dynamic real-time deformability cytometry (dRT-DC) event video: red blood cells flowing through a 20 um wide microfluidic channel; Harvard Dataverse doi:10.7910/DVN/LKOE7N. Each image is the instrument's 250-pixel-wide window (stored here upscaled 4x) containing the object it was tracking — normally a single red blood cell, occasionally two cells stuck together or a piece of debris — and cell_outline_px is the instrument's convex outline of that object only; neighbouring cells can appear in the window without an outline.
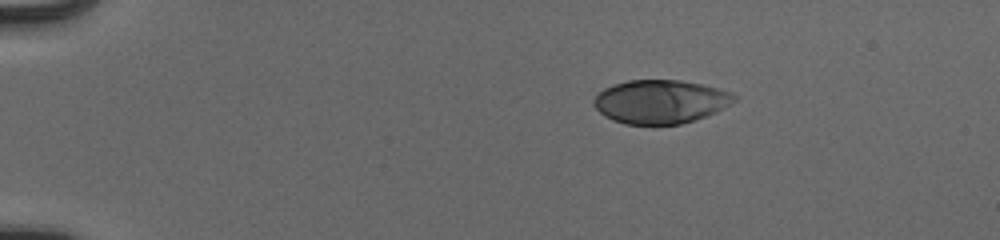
{"species": "human", "species_latin": "Homo sapiens", "temperature_condition": "cold", "stored_images_in_passage": 45, "camera_frame_rate_fps": 3000, "um_per_image_px": 0.085, "donor": {"sex": "male"}, "frame": {"image": 1, "passage_image": 1, "time_ms": 0.0, "image_size_px": [1000, 240], "cell_outline_px": [[736, 100], [732, 104], [716, 112], [680, 124], [624, 124], [612, 120], [604, 116], [592, 104], [592, 100], [604, 88], [628, 80], [680, 80], [700, 84], [732, 92], [736, 96]], "centroid_in_image_um": [56.13, 8.64], "position_along_channel_um": 28.9, "area_um2": 35.55}}
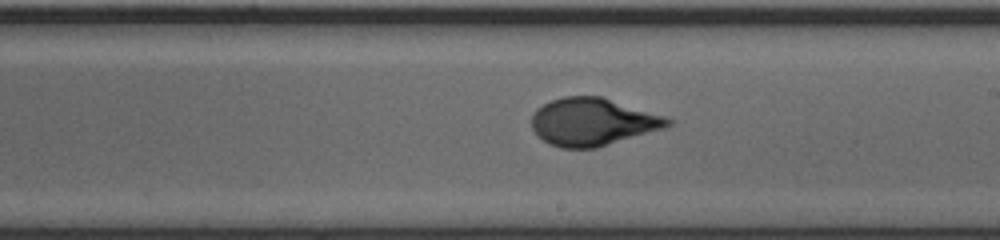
{"frame": {"image": 2, "passage_image": 24, "time_ms": 7.667, "image_size_px": [1000, 240], "cell_outline_px": [[672, 124], [664, 128], [596, 148], [560, 148], [548, 144], [536, 136], [532, 128], [532, 112], [536, 108], [552, 100], [564, 96], [600, 96], [664, 116], [672, 120]], "centroid_in_image_um": [50.32, 10.37], "position_along_channel_um": 238.7, "area_um2": 37.69}}
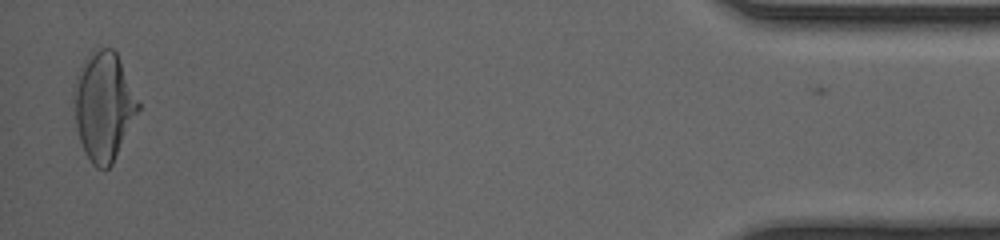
{"frame": {"image": 3, "passage_image": 44, "time_ms": 14.333, "image_size_px": [1000, 240], "cell_outline_px": [[140, 108], [112, 164], [104, 172], [96, 168], [92, 164], [80, 140], [76, 124], [72, 92], [76, 76], [88, 52], [92, 48], [112, 48], [116, 52], [140, 104]], "centroid_in_image_um": [8.79, 9.0], "position_along_channel_um": 426.4, "area_um2": 40.63}, "authors_computed_cell_mechanics": {"area_um2": 37.3966, "velocity_mm_per_s": 3.937, "shape_relaxation_time_tau1_ms": 5.5632, "shape_relaxation_time_tau2_ms": null, "deformation_change_tau1": 0.2427, "deformation_change_tau2": null}}